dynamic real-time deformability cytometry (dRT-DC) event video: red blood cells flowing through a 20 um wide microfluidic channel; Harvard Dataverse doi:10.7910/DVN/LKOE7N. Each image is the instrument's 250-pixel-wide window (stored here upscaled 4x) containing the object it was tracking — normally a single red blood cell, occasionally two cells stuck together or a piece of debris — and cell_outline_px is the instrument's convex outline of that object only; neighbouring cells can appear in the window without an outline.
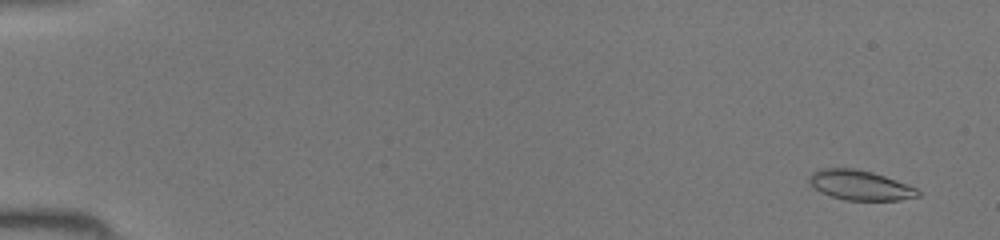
{"species": "common noctule bat (a hibernating species)", "species_latin": "Nyctalus noctula", "temperature_condition": "room temperature", "stored_images_in_passage": 47, "camera_frame_rate_fps": 3000, "um_per_image_px": 0.085, "animal": {"sex": "female", "body_mass_g": 19.5, "forearm_length_mm": 54.1}, "frame": {"image": 1, "passage_image": 3, "time_ms": 0.667, "image_size_px": [1000, 240], "cell_outline_px": [[920, 196], [900, 200], [844, 200], [820, 192], [808, 180], [812, 172], [816, 168], [856, 168], [872, 172], [884, 176], [916, 188], [920, 192]], "centroid_in_image_um": [73.08, 15.73], "position_along_channel_um": 11.9, "area_um2": 18.79}}
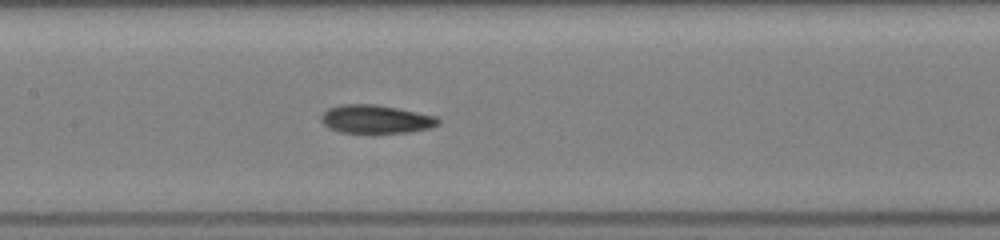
{"frame": {"image": 2, "passage_image": 24, "time_ms": 7.667, "image_size_px": [1000, 240], "cell_outline_px": [[440, 124], [428, 128], [412, 132], [340, 132], [328, 128], [320, 120], [320, 116], [328, 108], [340, 104], [376, 104], [436, 116], [440, 120]], "centroid_in_image_um": [31.92, 10.12], "position_along_channel_um": 175.5, "area_um2": 19.25}}
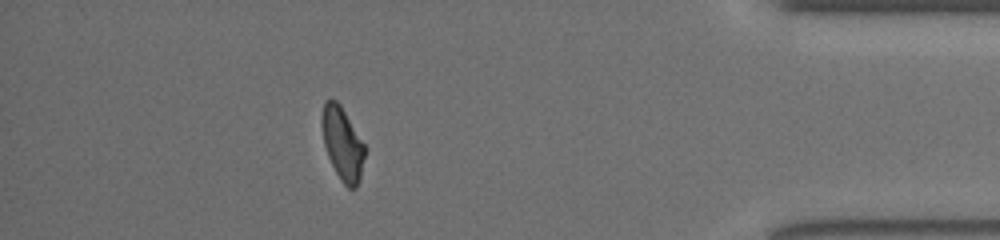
{"frame": {"image": 3, "passage_image": 42, "time_ms": 13.667, "image_size_px": [1000, 240], "cell_outline_px": [[364, 156], [360, 176], [356, 188], [348, 188], [340, 180], [328, 156], [324, 144], [320, 124], [320, 116], [324, 100], [336, 100], [340, 104], [364, 144]], "centroid_in_image_um": [29.06, 12.17], "position_along_channel_um": 406.1, "area_um2": 18.09}}